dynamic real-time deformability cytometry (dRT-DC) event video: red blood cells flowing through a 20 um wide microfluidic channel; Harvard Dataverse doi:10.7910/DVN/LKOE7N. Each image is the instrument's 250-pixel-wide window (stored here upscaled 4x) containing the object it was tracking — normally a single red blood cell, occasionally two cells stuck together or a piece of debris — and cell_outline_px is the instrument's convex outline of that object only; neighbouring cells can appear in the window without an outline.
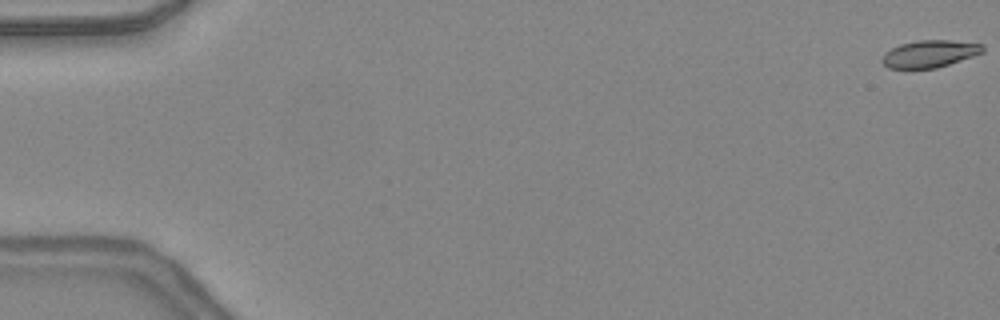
{"species": "common noctule bat (a hibernating species)", "species_latin": "Nyctalus noctula", "temperature_condition": "warm", "stored_images_in_passage": 48, "camera_frame_rate_fps": 3000, "um_per_image_px": 0.085, "animal": {"sex": "female", "body_mass_g": 24.6, "forearm_length_mm": 56.2}, "frame": {"image": 1, "passage_image": 1, "time_ms": 0.0, "image_size_px": [1000, 320], "cell_outline_px": [[984, 52], [936, 68], [888, 68], [880, 60], [884, 52], [900, 44], [916, 40], [952, 40], [984, 44]], "centroid_in_image_um": [79.01, 4.56], "position_along_channel_um": 6.0, "area_um2": 15.95}}
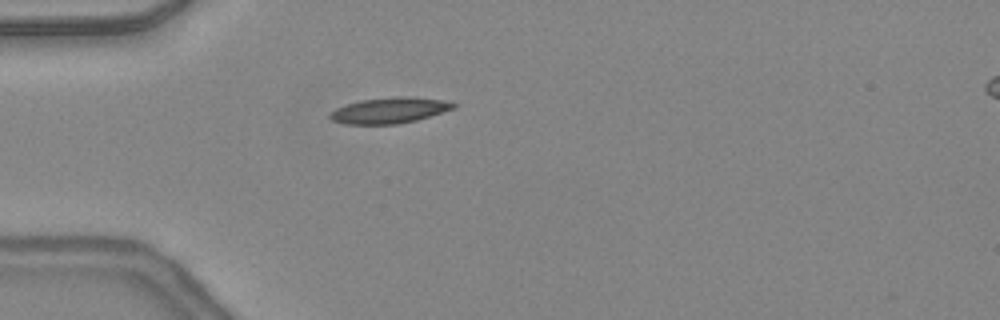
{"frame": {"image": 2, "passage_image": 15, "time_ms": 4.667, "image_size_px": [1000, 320], "cell_outline_px": [[456, 108], [416, 120], [396, 124], [344, 124], [332, 120], [328, 116], [336, 108], [360, 100], [392, 96], [408, 96], [440, 100], [456, 104]], "centroid_in_image_um": [33.09, 9.38], "position_along_channel_um": 51.9, "area_um2": 18.44}}
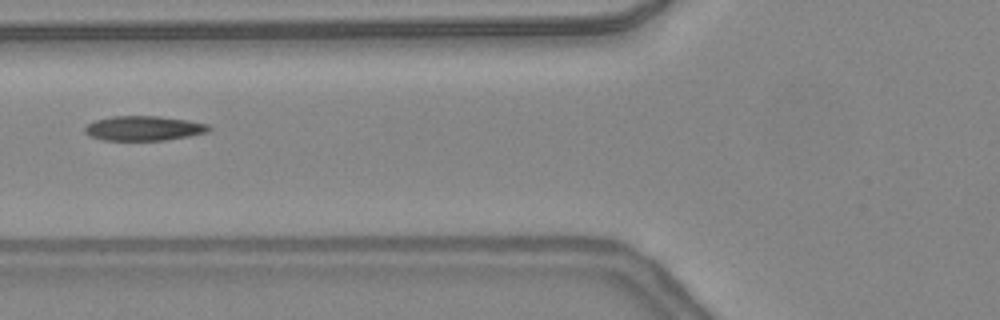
{"frame": {"image": 3, "passage_image": 20, "time_ms": 6.333, "image_size_px": [1000, 320], "cell_outline_px": [[212, 128], [208, 132], [188, 136], [164, 140], [104, 140], [88, 136], [84, 132], [84, 128], [88, 124], [96, 120], [112, 116], [160, 116], [188, 120], [208, 124]], "centroid_in_image_um": [12.22, 10.9], "position_along_channel_um": 113.6, "area_um2": 17.86}, "authors_computed_cell_mechanics": {"area_um2": 17.4845, "velocity_mm_per_s": 4.3873, "shape_relaxation_time_tau1_ms": 7.7963, "shape_relaxation_time_tau2_ms": 3.9949, "deformation_change_tau1": 0.2422, "deformation_change_tau2": 0.0759}}